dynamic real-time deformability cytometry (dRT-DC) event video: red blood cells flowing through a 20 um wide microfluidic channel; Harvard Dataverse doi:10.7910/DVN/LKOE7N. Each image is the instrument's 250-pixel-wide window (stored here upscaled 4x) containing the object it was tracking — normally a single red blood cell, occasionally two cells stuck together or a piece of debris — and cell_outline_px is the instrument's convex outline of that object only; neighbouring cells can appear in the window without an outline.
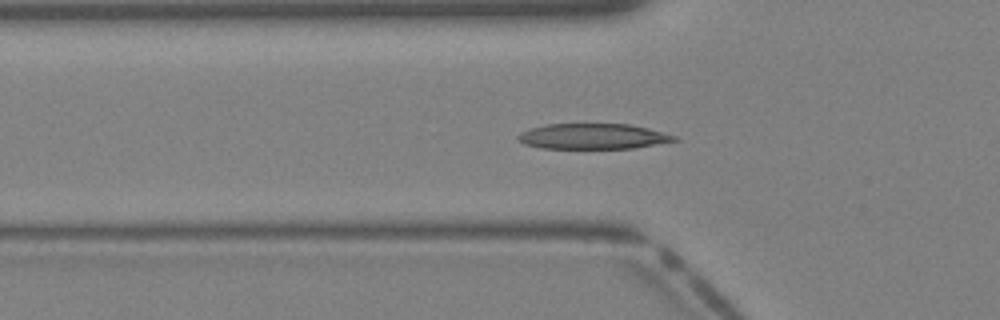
{"species": "Egyptian fruit bat (a non-hibernating species)", "species_latin": "Rousettus aegyptiacus", "temperature_condition": "warm", "stored_images_in_passage": 37, "camera_frame_rate_fps": 3000, "um_per_image_px": 0.085, "animal": {"sex": "female"}, "frame": {"image": 1, "passage_image": 11, "time_ms": 3.333, "image_size_px": [1000, 320], "cell_outline_px": [[680, 140], [632, 148], [540, 148], [524, 144], [516, 136], [520, 132], [544, 124], [632, 124], [648, 128], [676, 136]], "centroid_in_image_um": [50.4, 11.58], "position_along_channel_um": 75.4, "area_um2": 23.12}}
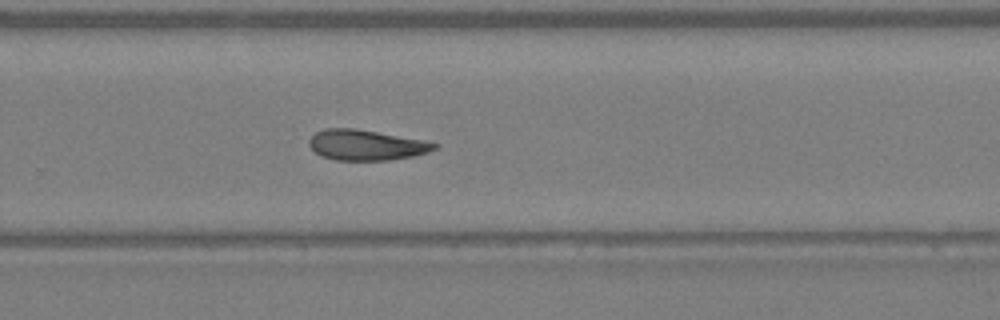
{"frame": {"image": 2, "passage_image": 24, "time_ms": 7.667, "image_size_px": [1000, 320], "cell_outline_px": [[440, 144], [436, 148], [428, 152], [412, 156], [388, 160], [336, 160], [320, 156], [308, 144], [308, 140], [316, 132], [324, 128], [352, 128], [424, 140]], "centroid_in_image_um": [31.1, 12.33], "position_along_channel_um": 298.7, "area_um2": 22.08}}
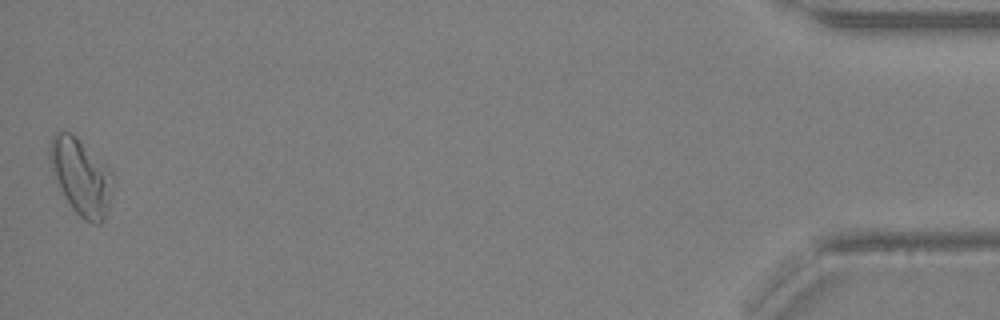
{"frame": {"image": 3, "passage_image": 37, "time_ms": 12.0, "image_size_px": [1000, 320], "cell_outline_px": [[112, 184], [108, 208], [104, 220], [100, 224], [92, 224], [84, 220], [72, 208], [64, 196], [60, 188], [52, 168], [48, 156], [48, 148], [52, 136], [56, 132], [68, 132], [76, 136], [108, 164], [112, 172]], "centroid_in_image_um": [6.9, 15.0], "position_along_channel_um": 428.3, "area_um2": 28.09}}